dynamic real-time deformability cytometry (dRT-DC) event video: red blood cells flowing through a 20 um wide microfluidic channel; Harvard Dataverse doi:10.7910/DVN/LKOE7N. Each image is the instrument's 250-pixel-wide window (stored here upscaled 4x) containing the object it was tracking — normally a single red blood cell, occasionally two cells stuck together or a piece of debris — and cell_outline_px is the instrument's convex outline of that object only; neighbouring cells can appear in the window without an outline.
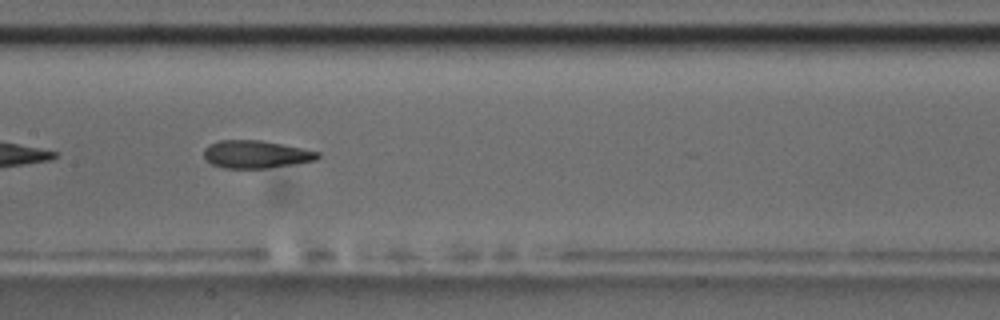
{"species": "common noctule bat (a hibernating species)", "species_latin": "Nyctalus noctula", "temperature_condition": "room temperature", "stored_images_in_passage": 8, "camera_frame_rate_fps": 3000, "um_per_image_px": 0.085, "animal": {"sex": "male", "body_mass_g": 17.5, "forearm_length_mm": 52.3}, "frame": {"image": 1, "passage_image": 5, "time_ms": 4.667, "image_size_px": [1000, 320], "cell_outline_px": [[320, 156], [316, 160], [268, 168], [224, 168], [212, 164], [204, 156], [204, 148], [208, 144], [220, 140], [260, 140], [320, 152]], "centroid_in_image_um": [21.73, 13.11], "position_along_channel_um": 185.7, "area_um2": 18.21}}